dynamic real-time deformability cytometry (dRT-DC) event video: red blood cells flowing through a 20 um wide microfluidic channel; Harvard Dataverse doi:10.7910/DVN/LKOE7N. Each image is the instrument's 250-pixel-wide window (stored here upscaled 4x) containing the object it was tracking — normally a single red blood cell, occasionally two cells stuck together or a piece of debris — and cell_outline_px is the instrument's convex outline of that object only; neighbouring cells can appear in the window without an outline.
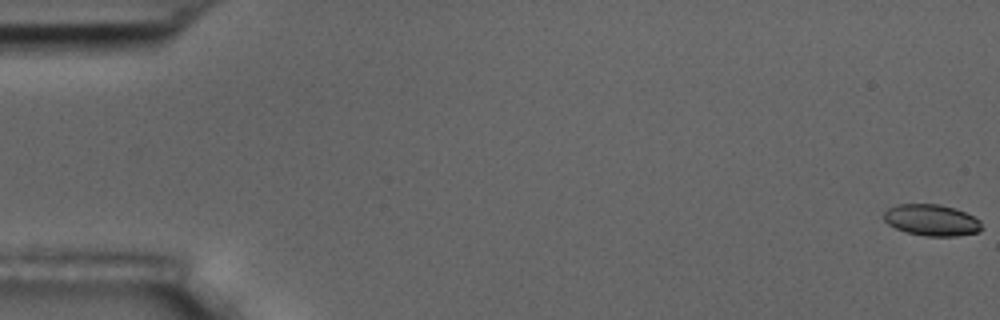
{"species": "common noctule bat (a hibernating species)", "species_latin": "Nyctalus noctula", "temperature_condition": "room temperature", "stored_images_in_passage": 7, "camera_frame_rate_fps": 3000, "um_per_image_px": 0.085, "animal": {"sex": "male", "body_mass_g": 17.5, "forearm_length_mm": 52.3}, "frame": {"image": 1, "passage_image": 1, "time_ms": 0.0, "image_size_px": [1000, 320], "cell_outline_px": [[984, 228], [980, 232], [956, 236], [924, 236], [908, 232], [896, 228], [888, 224], [884, 220], [884, 212], [888, 208], [896, 204], [940, 204], [964, 212], [980, 220]], "centroid_in_image_um": [79.2, 18.71], "position_along_channel_um": 5.8, "area_um2": 17.92}}
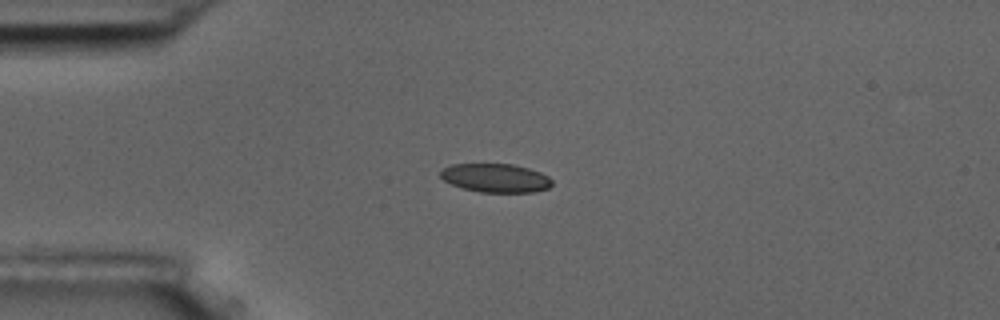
{"frame": {"image": 2, "passage_image": 5, "time_ms": 4.667, "image_size_px": [1000, 320], "cell_outline_px": [[552, 184], [548, 188], [536, 192], [480, 192], [460, 188], [444, 180], [440, 176], [440, 172], [444, 168], [452, 164], [512, 164], [528, 168], [540, 172], [548, 176], [552, 180]], "centroid_in_image_um": [42.13, 15.13], "position_along_channel_um": 42.9, "area_um2": 18.67}}